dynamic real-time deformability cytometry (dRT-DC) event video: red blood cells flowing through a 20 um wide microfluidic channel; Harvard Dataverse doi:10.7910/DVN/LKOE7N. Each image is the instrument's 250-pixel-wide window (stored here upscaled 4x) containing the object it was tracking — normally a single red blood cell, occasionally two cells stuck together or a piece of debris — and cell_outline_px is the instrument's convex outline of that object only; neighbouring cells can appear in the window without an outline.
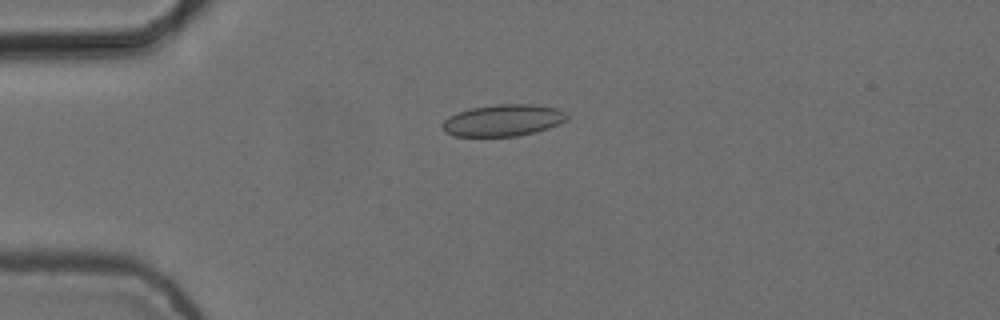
{"species": "common noctule bat (a hibernating species)", "species_latin": "Nyctalus noctula", "temperature_condition": "cold", "stored_images_in_passage": 9, "camera_frame_rate_fps": 3000, "um_per_image_px": 0.085, "animal": {"sex": "female", "body_mass_g": 24.6, "forearm_length_mm": 56.2}, "frame": {"image": 1, "passage_image": 4, "time_ms": 1.0, "image_size_px": [1000, 320], "cell_outline_px": [[568, 120], [548, 128], [536, 132], [516, 136], [452, 136], [444, 132], [440, 124], [448, 116], [456, 112], [472, 108], [496, 104], [532, 104], [560, 108], [568, 112]], "centroid_in_image_um": [42.77, 10.22], "position_along_channel_um": 42.2, "area_um2": 23.41}}
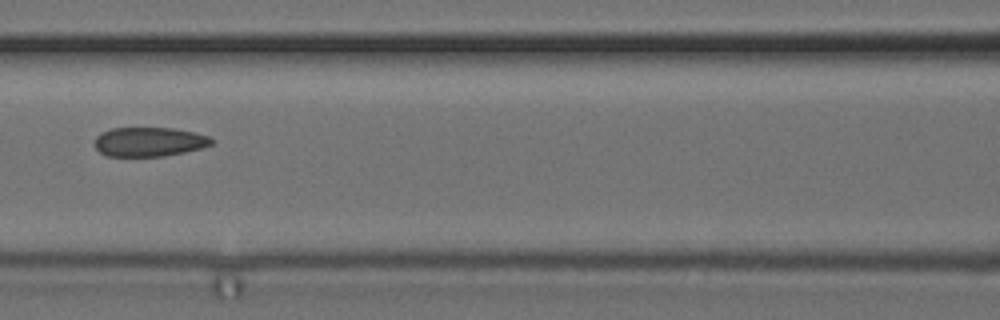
{"frame": {"image": 2, "passage_image": 7, "time_ms": 2.0, "image_size_px": [1000, 320], "cell_outline_px": [[216, 140], [212, 144], [200, 148], [184, 152], [164, 156], [108, 156], [100, 152], [96, 148], [96, 136], [100, 132], [112, 128], [172, 128], [196, 132], [208, 136]], "centroid_in_image_um": [12.7, 12.05], "position_along_channel_um": 153.9, "area_um2": 19.94}}
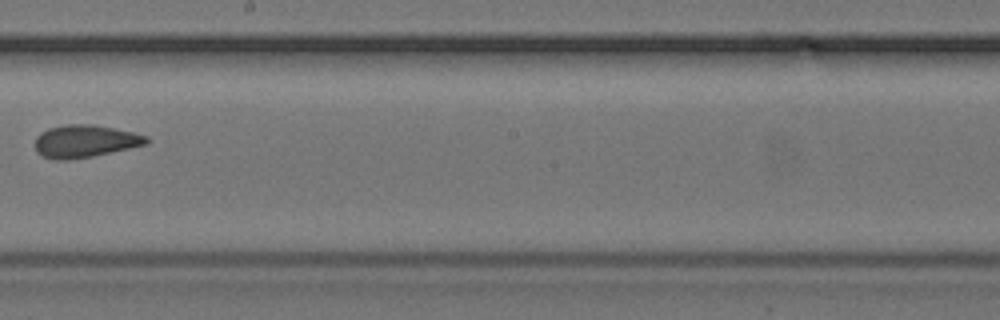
{"frame": {"image": 3, "passage_image": 9, "time_ms": 2.667, "image_size_px": [1000, 320], "cell_outline_px": [[148, 144], [92, 156], [68, 160], [56, 160], [44, 156], [36, 152], [36, 136], [40, 132], [48, 128], [68, 124], [92, 124], [132, 132], [148, 136]], "centroid_in_image_um": [7.21, 12.0], "position_along_channel_um": 241.0, "area_um2": 20.98}}